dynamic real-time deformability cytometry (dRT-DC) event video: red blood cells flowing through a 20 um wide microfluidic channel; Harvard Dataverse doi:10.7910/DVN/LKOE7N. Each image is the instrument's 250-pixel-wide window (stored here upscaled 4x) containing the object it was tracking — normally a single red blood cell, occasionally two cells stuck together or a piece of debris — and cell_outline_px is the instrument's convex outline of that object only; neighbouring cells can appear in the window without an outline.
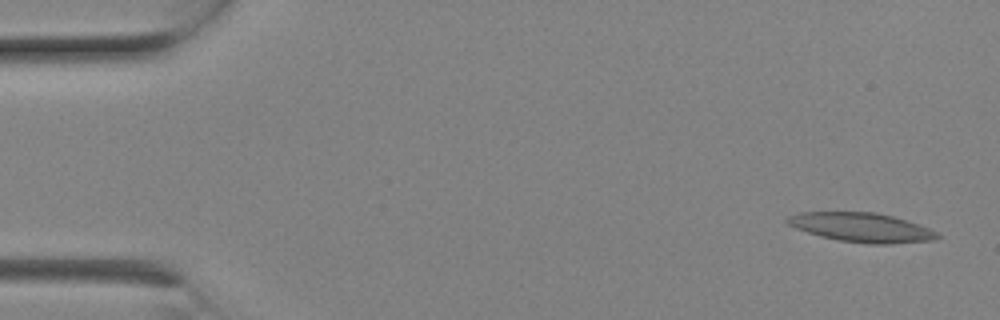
{"species": "Egyptian fruit bat (a non-hibernating species)", "species_latin": "Rousettus aegyptiacus", "temperature_condition": "room temperature", "stored_images_in_passage": 8, "camera_frame_rate_fps": 3000, "um_per_image_px": 0.085, "animal": {"sex": "female"}, "frame": {"image": 1, "passage_image": 1, "time_ms": 0.0, "image_size_px": [1000, 320], "cell_outline_px": [[940, 236], [932, 240], [892, 244], [868, 244], [840, 240], [820, 236], [796, 228], [788, 224], [784, 220], [788, 216], [800, 212], [876, 212], [892, 216], [928, 228], [936, 232]], "centroid_in_image_um": [73.19, 19.33], "position_along_channel_um": 11.8, "area_um2": 25.26}}